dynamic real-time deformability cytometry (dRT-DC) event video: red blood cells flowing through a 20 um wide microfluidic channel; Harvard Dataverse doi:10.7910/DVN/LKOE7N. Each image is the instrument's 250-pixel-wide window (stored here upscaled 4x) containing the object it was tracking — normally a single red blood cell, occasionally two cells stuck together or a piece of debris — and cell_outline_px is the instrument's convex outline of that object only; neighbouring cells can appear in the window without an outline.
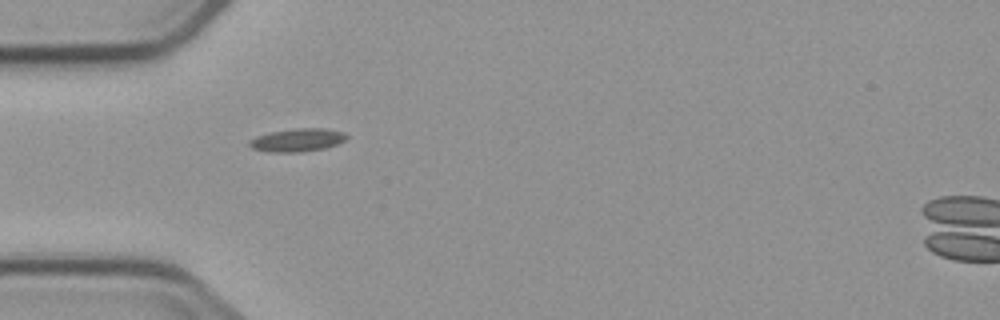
{"species": "common noctule bat (a hibernating species)", "species_latin": "Nyctalus noctula", "temperature_condition": "cold", "stored_images_in_passage": 6, "camera_frame_rate_fps": 3000, "um_per_image_px": 0.085, "animal": {"sex": "male", "body_mass_g": 23.1, "forearm_length_mm": 52.7}, "frame": {"image": 1, "passage_image": 1, "time_ms": 0.0, "image_size_px": [1000, 320], "cell_outline_px": [[348, 136], [344, 140], [336, 144], [324, 148], [300, 152], [268, 152], [252, 148], [248, 144], [248, 140], [256, 136], [272, 132], [296, 128], [324, 128], [344, 132]], "centroid_in_image_um": [25.25, 11.9], "position_along_channel_um": 59.7, "area_um2": 13.01}}
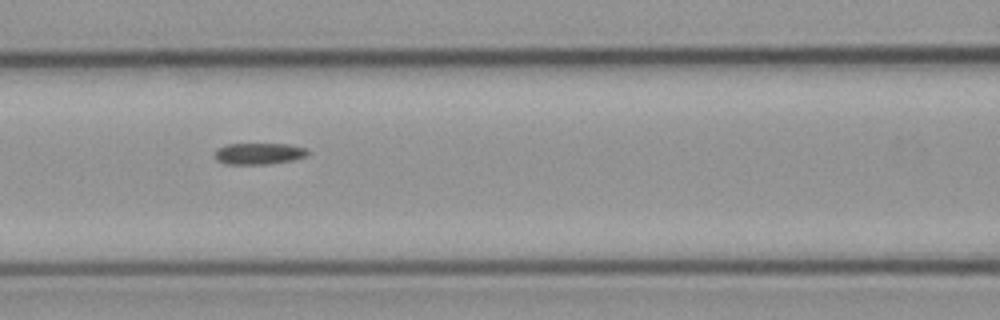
{"frame": {"image": 2, "passage_image": 3, "time_ms": 2.333, "image_size_px": [1000, 320], "cell_outline_px": [[308, 156], [292, 160], [264, 164], [224, 164], [216, 160], [216, 148], [228, 144], [288, 144], [304, 148], [308, 152]], "centroid_in_image_um": [21.98, 13.06], "position_along_channel_um": 144.6, "area_um2": 11.5}}
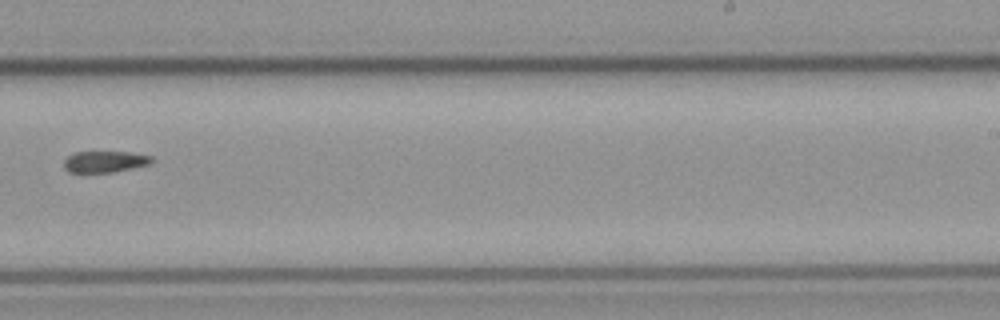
{"frame": {"image": 3, "passage_image": 6, "time_ms": 6.0, "image_size_px": [1000, 320], "cell_outline_px": [[152, 160], [148, 164], [132, 168], [112, 172], [68, 172], [64, 168], [64, 160], [68, 156], [76, 152], [128, 152], [152, 156]], "centroid_in_image_um": [8.88, 13.74], "position_along_channel_um": 280.1, "area_um2": 10.75}}